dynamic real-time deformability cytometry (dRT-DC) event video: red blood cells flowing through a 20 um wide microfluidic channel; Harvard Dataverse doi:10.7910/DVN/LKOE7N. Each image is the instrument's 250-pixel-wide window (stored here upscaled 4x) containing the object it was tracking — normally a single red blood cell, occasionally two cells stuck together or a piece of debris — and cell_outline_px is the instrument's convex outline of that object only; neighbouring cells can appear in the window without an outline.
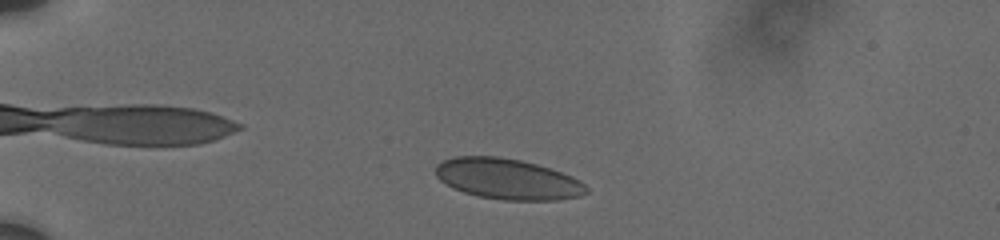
{"species": "human", "species_latin": "Homo sapiens", "temperature_condition": "cold", "stored_images_in_passage": 37, "camera_frame_rate_fps": 3000, "um_per_image_px": 0.085, "donor": {"sex": "male"}, "frame": {"image": 1, "passage_image": 3, "time_ms": 1.333, "image_size_px": [1000, 240], "cell_outline_px": [[588, 192], [580, 196], [556, 200], [504, 200], [480, 196], [464, 192], [452, 188], [440, 180], [436, 176], [436, 164], [444, 160], [456, 156], [496, 156], [520, 160], [536, 164], [572, 176], [580, 180], [588, 188]], "centroid_in_image_um": [43.14, 15.21], "position_along_channel_um": 41.9, "area_um2": 35.6}}
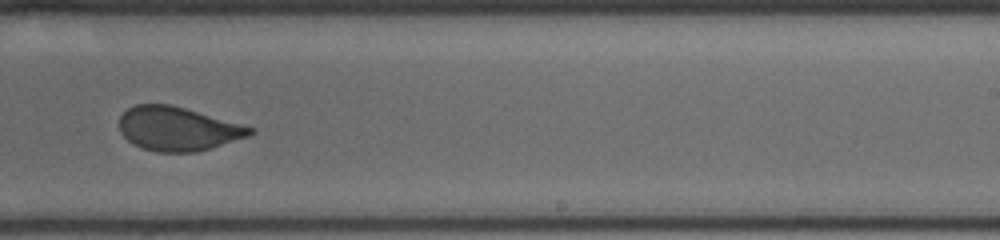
{"frame": {"image": 2, "passage_image": 17, "time_ms": 9.0, "image_size_px": [1000, 240], "cell_outline_px": [[256, 132], [248, 136], [212, 148], [196, 152], [156, 152], [140, 148], [132, 144], [120, 132], [120, 116], [128, 108], [136, 104], [172, 104], [256, 128]], "centroid_in_image_um": [15.12, 10.95], "position_along_channel_um": 273.9, "area_um2": 33.64}}
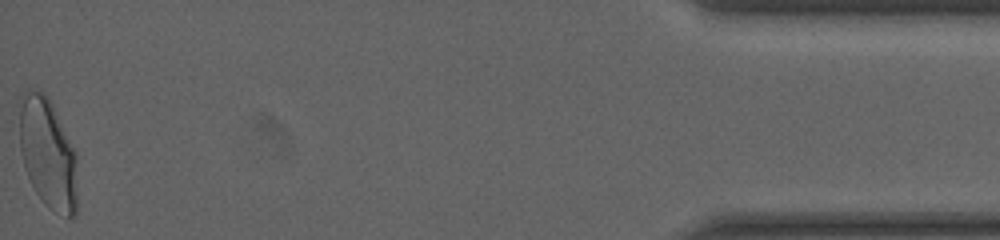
{"frame": {"image": 3, "passage_image": 37, "time_ms": 15.333, "image_size_px": [1000, 240], "cell_outline_px": [[76, 216], [72, 220], [48, 208], [44, 204], [36, 192], [24, 168], [20, 148], [16, 104], [24, 92], [28, 88], [32, 88], [44, 92], [48, 96], [76, 152]], "centroid_in_image_um": [4.02, 12.99], "position_along_channel_um": 431.2, "area_um2": 38.21}, "authors_computed_cell_mechanics": {"area_um2": 34.7956, "velocity_mm_per_s": 3.7283, "shape_relaxation_time_tau1_ms": 5.6152, "shape_relaxation_time_tau2_ms": null, "deformation_change_tau1": 0.1234, "deformation_change_tau2": null}}